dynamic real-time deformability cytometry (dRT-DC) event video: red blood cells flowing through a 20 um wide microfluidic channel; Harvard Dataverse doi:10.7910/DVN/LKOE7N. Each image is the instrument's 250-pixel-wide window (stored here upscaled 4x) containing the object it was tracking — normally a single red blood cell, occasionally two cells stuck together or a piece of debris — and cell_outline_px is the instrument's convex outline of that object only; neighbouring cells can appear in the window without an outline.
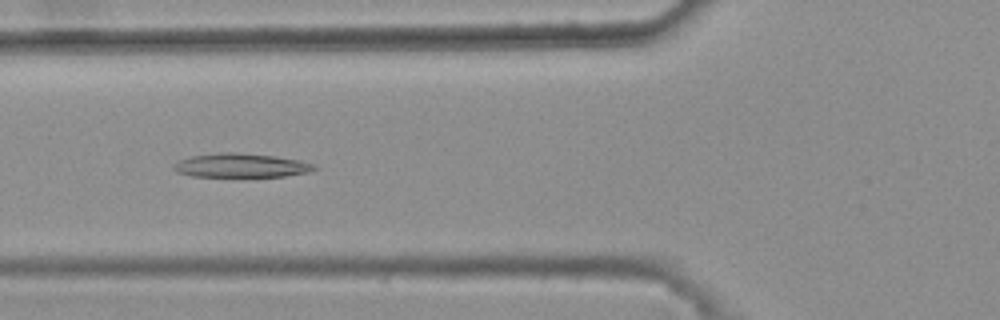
{"species": "common noctule bat (a hibernating species)", "species_latin": "Nyctalus noctula", "temperature_condition": "warm", "stored_images_in_passage": 37, "camera_frame_rate_fps": 3000, "um_per_image_px": 0.085, "animal": {"sex": "female", "body_mass_g": 25.1}, "frame": {"image": 1, "passage_image": 11, "time_ms": 3.333, "image_size_px": [1000, 320], "cell_outline_px": [[320, 168], [308, 172], [284, 176], [192, 176], [176, 172], [172, 168], [180, 160], [192, 156], [220, 152], [236, 152], [272, 156], [296, 160], [316, 164]], "centroid_in_image_um": [20.5, 14.06], "position_along_channel_um": 105.3, "area_um2": 19.36}}
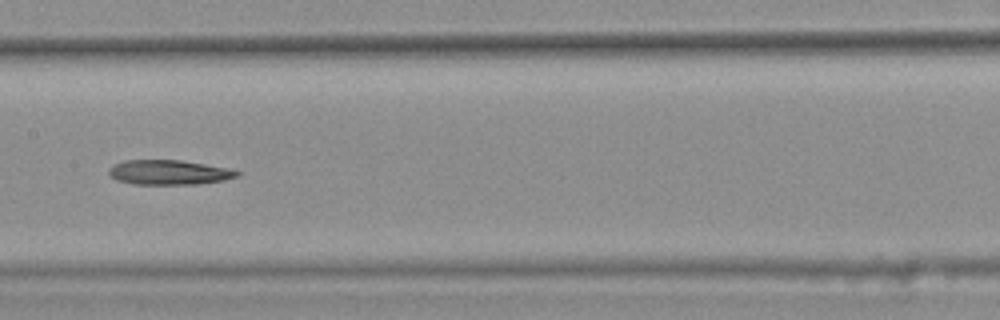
{"frame": {"image": 2, "passage_image": 18, "time_ms": 5.667, "image_size_px": [1000, 320], "cell_outline_px": [[240, 176], [224, 180], [196, 184], [132, 184], [116, 180], [108, 176], [108, 168], [112, 164], [124, 160], [180, 160], [228, 168], [240, 172]], "centroid_in_image_um": [14.3, 14.65], "position_along_channel_um": 193.1, "area_um2": 18.61}}
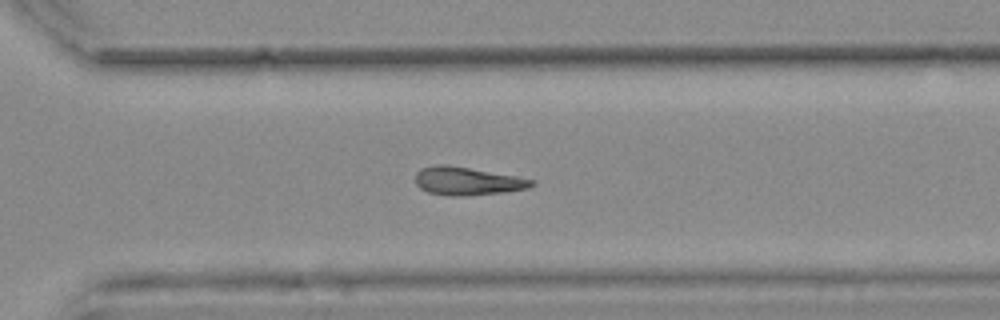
{"frame": {"image": 3, "passage_image": 29, "time_ms": 9.333, "image_size_px": [1000, 320], "cell_outline_px": [[536, 184], [528, 188], [504, 192], [464, 196], [448, 196], [428, 192], [420, 188], [416, 184], [416, 172], [420, 168], [436, 164], [444, 164], [468, 168], [536, 180]], "centroid_in_image_um": [39.69, 15.4], "position_along_channel_um": 330.9, "area_um2": 18.96}}